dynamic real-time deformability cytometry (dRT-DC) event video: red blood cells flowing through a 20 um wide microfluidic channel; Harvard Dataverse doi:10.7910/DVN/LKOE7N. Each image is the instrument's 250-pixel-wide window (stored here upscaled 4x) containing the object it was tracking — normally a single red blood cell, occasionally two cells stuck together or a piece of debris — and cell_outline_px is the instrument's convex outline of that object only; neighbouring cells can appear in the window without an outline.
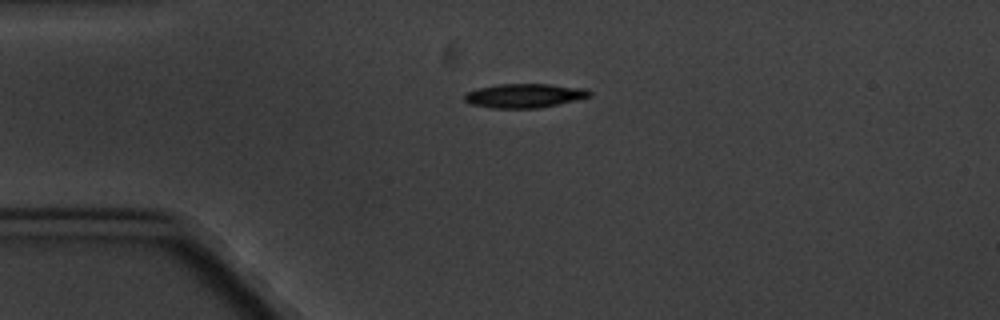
{"species": "common noctule bat (a hibernating species)", "species_latin": "Nyctalus noctula", "temperature_condition": "cold", "stored_images_in_passage": 2, "camera_frame_rate_fps": 3000, "um_per_image_px": 0.085, "animal": {"sex": "male", "body_mass_g": 20.1, "forearm_length_mm": 53.5}, "frame": {"image": 1, "passage_image": 1, "time_ms": 0.0, "image_size_px": [1000, 320], "cell_outline_px": [[592, 96], [576, 100], [540, 108], [492, 108], [472, 104], [464, 100], [464, 96], [468, 92], [476, 88], [500, 84], [548, 84], [584, 88], [592, 92]], "centroid_in_image_um": [44.6, 8.13], "position_along_channel_um": 40.4, "area_um2": 17.51}}